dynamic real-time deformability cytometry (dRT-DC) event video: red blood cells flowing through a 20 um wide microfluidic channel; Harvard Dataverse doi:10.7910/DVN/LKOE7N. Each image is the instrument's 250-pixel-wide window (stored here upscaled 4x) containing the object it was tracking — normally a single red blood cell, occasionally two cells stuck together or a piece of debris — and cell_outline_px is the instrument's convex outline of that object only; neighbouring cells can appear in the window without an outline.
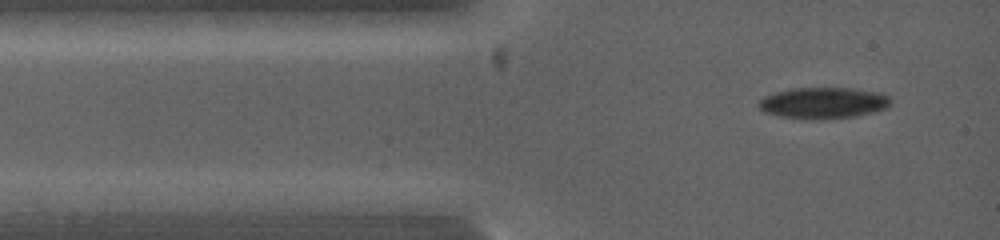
{"species": "common noctule bat (a hibernating species)", "species_latin": "Nyctalus noctula", "temperature_condition": "warm", "stored_images_in_passage": 2, "camera_frame_rate_fps": 5000, "um_per_image_px": 0.085, "animal": {"sex": "female", "body_mass_g": 19.0, "forearm_length_mm": 53.3}, "frame": {"image": 1, "passage_image": 1, "time_ms": 0.0, "image_size_px": [1000, 240], "cell_outline_px": [[892, 100], [884, 108], [872, 112], [856, 116], [824, 120], [780, 116], [764, 112], [760, 108], [760, 100], [764, 96], [776, 92], [792, 88], [852, 88], [880, 92], [888, 96]], "centroid_in_image_um": [69.99, 8.74], "position_along_channel_um": 15.0, "area_um2": 23.87}}